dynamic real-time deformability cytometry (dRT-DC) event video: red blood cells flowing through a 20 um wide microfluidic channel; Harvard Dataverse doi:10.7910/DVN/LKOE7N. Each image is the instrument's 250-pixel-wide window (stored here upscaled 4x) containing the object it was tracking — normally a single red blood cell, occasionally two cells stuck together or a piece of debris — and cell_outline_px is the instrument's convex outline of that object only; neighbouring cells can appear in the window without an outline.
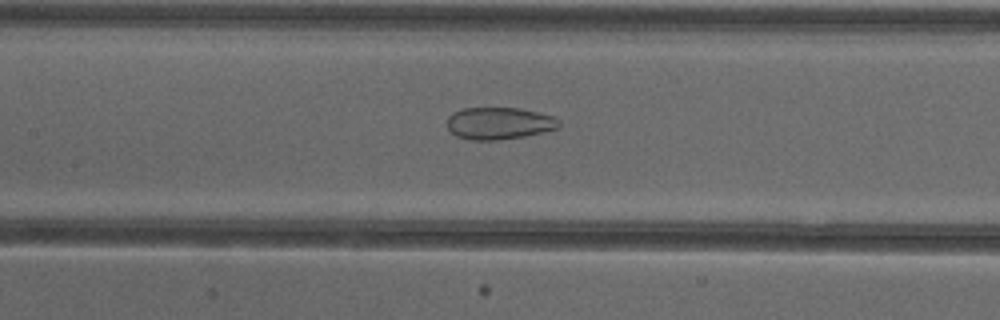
{"species": "common noctule bat (a hibernating species)", "species_latin": "Nyctalus noctula", "temperature_condition": "cold", "stored_images_in_passage": 53, "camera_frame_rate_fps": 3000, "um_per_image_px": 0.085, "animal": {"sex": "female"}, "frame": {"image": 1, "passage_image": 25, "time_ms": 8.0, "image_size_px": [1000, 320], "cell_outline_px": [[560, 124], [556, 128], [544, 132], [524, 136], [496, 140], [472, 140], [456, 136], [448, 128], [448, 116], [452, 112], [460, 108], [520, 108], [540, 112], [552, 116], [560, 120]], "centroid_in_image_um": [42.41, 10.47], "position_along_channel_um": 165.0, "area_um2": 20.98}}
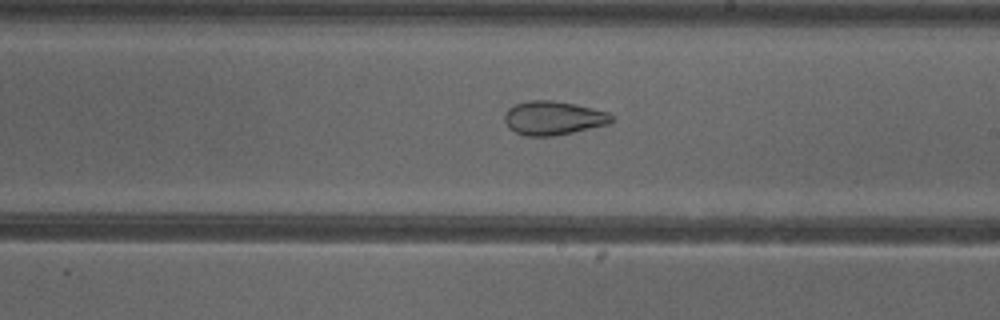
{"frame": {"image": 2, "passage_image": 31, "time_ms": 10.0, "image_size_px": [1000, 320], "cell_outline_px": [[612, 124], [552, 136], [524, 136], [508, 128], [504, 120], [504, 116], [508, 108], [516, 104], [528, 100], [552, 100], [576, 104], [608, 112], [612, 116]], "centroid_in_image_um": [47.02, 10.03], "position_along_channel_um": 242.0, "area_um2": 21.21}}
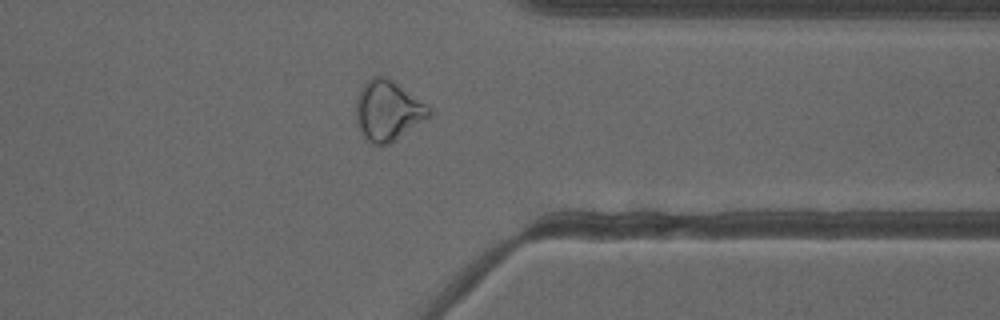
{"frame": {"image": 3, "passage_image": 42, "time_ms": 13.667, "image_size_px": [1000, 320], "cell_outline_px": [[432, 112], [428, 120], [388, 144], [372, 144], [364, 136], [356, 120], [356, 96], [360, 88], [372, 76], [384, 76], [400, 84], [428, 104], [432, 108]], "centroid_in_image_um": [33.02, 9.38], "position_along_channel_um": 378.4, "area_um2": 25.95}, "authors_computed_cell_mechanics": {"area_um2": 27.744, "velocity_mm_per_s": 3.8585, "shape_relaxation_time_tau1_ms": null, "shape_relaxation_time_tau2_ms": 1.9429, "deformation_change_tau1": null, "deformation_change_tau2": 0.0862}}